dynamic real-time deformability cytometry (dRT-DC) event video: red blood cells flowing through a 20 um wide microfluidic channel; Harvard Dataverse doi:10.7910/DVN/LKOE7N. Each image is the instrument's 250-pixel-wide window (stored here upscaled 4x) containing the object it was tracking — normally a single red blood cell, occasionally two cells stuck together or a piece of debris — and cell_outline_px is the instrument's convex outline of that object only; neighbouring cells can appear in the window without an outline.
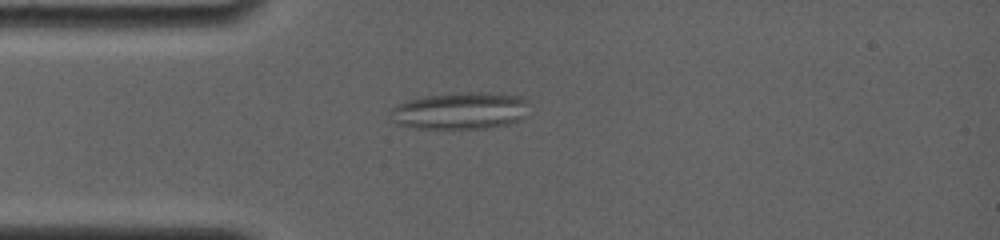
{"species": "common noctule bat (a hibernating species)", "species_latin": "Nyctalus noctula", "temperature_condition": "room temperature", "stored_images_in_passage": 60, "camera_frame_rate_fps": 4000, "um_per_image_px": 0.085, "animal": {"sex": "female", "body_mass_g": 19.0, "forearm_length_mm": 56.7}, "frame": {"image": 1, "passage_image": 15, "time_ms": 4.25, "image_size_px": [1000, 240], "cell_outline_px": [[528, 104], [520, 120], [508, 124], [484, 128], [416, 128], [396, 124], [392, 120], [392, 108], [396, 104], [408, 100], [424, 96], [468, 92], [480, 92], [524, 96], [528, 100]], "centroid_in_image_um": [39.11, 9.41], "position_along_channel_um": 45.9, "area_um2": 29.71}}
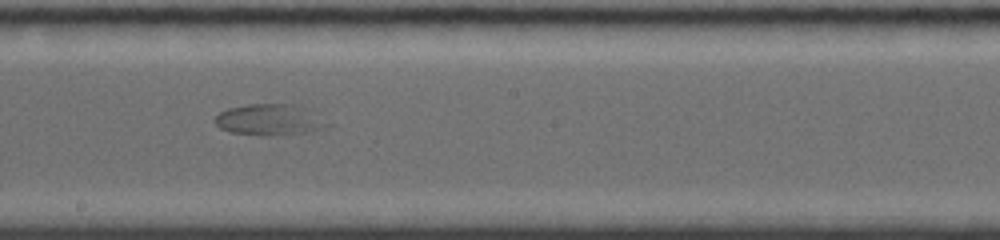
{"frame": {"image": 2, "passage_image": 31, "time_ms": 9.5, "image_size_px": [1000, 240], "cell_outline_px": [[320, 128], [304, 132], [228, 132], [220, 128], [216, 124], [216, 116], [220, 112], [228, 108], [248, 104], [292, 104]], "centroid_in_image_um": [22.48, 10.12], "position_along_channel_um": 225.7, "area_um2": 17.17}}
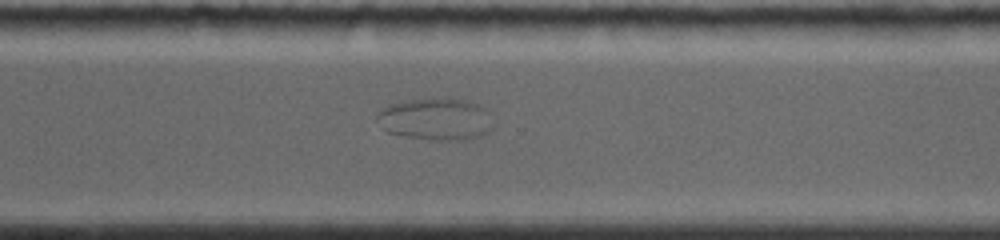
{"frame": {"image": 3, "passage_image": 43, "time_ms": 12.5, "image_size_px": [1000, 240], "cell_outline_px": [[488, 128], [480, 136], [460, 140], [440, 140], [408, 136], [388, 132], [384, 128], [376, 116], [388, 104], [412, 100], [464, 100], [488, 108]], "centroid_in_image_um": [37.01, 10.14], "position_along_channel_um": 333.6, "area_um2": 27.05}}